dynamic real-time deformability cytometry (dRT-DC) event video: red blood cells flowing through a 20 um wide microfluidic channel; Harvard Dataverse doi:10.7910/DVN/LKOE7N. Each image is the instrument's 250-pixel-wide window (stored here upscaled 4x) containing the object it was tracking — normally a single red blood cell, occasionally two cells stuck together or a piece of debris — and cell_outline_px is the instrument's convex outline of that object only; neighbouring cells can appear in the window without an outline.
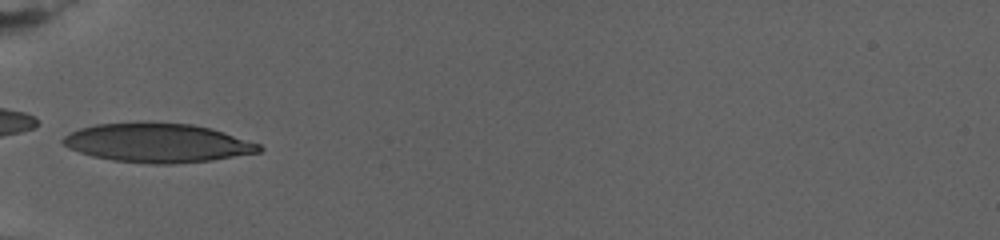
{"species": "human", "species_latin": "Homo sapiens", "temperature_condition": "warm", "stored_images_in_passage": 17, "camera_frame_rate_fps": 3000, "um_per_image_px": 0.085, "donor": {"sex": "female"}, "frame": {"image": 1, "passage_image": 1, "time_ms": 0.0, "image_size_px": [1000, 240], "cell_outline_px": [[264, 148], [260, 152], [212, 160], [168, 164], [152, 164], [112, 160], [92, 156], [68, 148], [60, 140], [68, 132], [80, 128], [96, 124], [136, 120], [144, 120], [192, 124], [212, 128], [260, 144]], "centroid_in_image_um": [13.36, 12.11], "position_along_channel_um": 71.6, "area_um2": 45.43}}
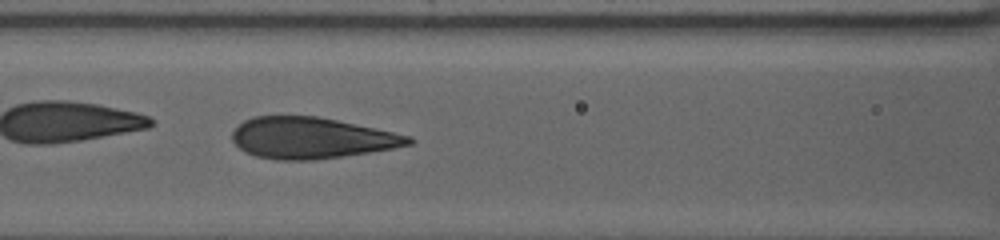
{"frame": {"image": 2, "passage_image": 9, "time_ms": 2.667, "image_size_px": [1000, 240], "cell_outline_px": [[416, 140], [412, 144], [392, 148], [368, 152], [316, 160], [276, 160], [256, 156], [244, 152], [232, 140], [232, 132], [244, 120], [252, 116], [316, 116], [336, 120], [412, 136]], "centroid_in_image_um": [26.45, 11.73], "position_along_channel_um": 140.2, "area_um2": 42.19}}
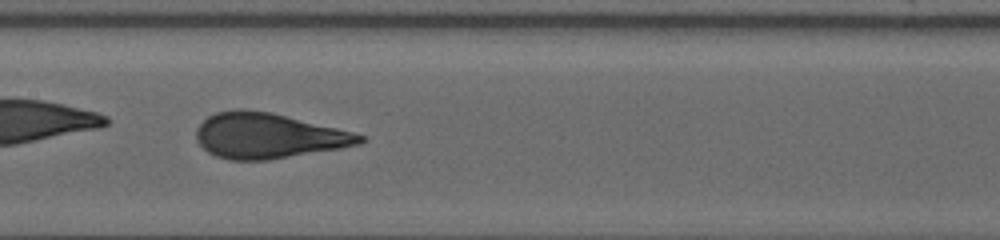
{"frame": {"image": 3, "passage_image": 16, "time_ms": 4.333, "image_size_px": [1000, 240], "cell_outline_px": [[368, 140], [360, 144], [340, 148], [268, 160], [228, 160], [216, 156], [208, 152], [196, 140], [196, 128], [208, 116], [216, 112], [240, 108], [272, 112], [352, 132], [364, 136]], "centroid_in_image_um": [22.77, 11.54], "position_along_channel_um": 184.6, "area_um2": 43.12}}